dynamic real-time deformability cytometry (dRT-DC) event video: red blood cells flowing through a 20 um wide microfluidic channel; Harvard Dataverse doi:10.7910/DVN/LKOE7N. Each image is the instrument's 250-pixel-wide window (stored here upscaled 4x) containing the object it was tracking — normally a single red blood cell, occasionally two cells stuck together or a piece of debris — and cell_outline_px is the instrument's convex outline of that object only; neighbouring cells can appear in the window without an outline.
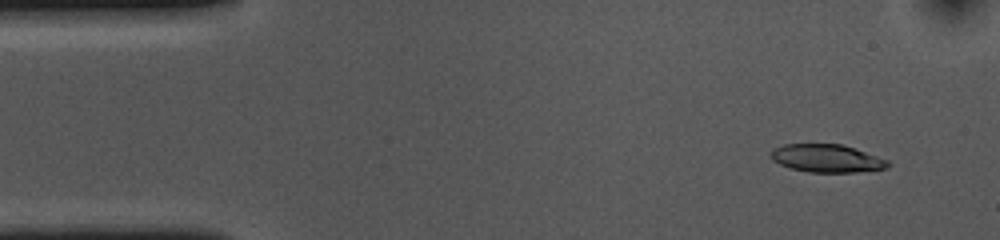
{"species": "common noctule bat (a hibernating species)", "species_latin": "Nyctalus noctula", "temperature_condition": "cold", "stored_images_in_passage": 53, "camera_frame_rate_fps": 3000, "um_per_image_px": 0.085, "animal": {"sex": "female", "body_mass_g": 10.0, "forearm_length_mm": 53.1}, "frame": {"image": 1, "passage_image": 4, "time_ms": 1.0, "image_size_px": [1000, 240], "cell_outline_px": [[892, 164], [888, 168], [856, 172], [808, 172], [792, 168], [780, 164], [772, 160], [772, 148], [784, 144], [840, 144], [888, 160]], "centroid_in_image_um": [70.28, 13.46], "position_along_channel_um": 14.7, "area_um2": 18.84}}
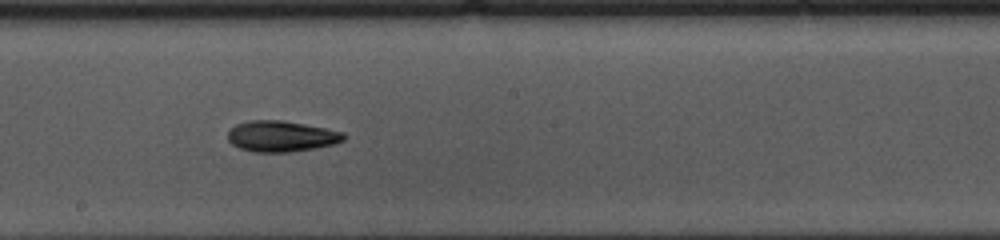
{"frame": {"image": 2, "passage_image": 28, "time_ms": 9.0, "image_size_px": [1000, 240], "cell_outline_px": [[348, 136], [344, 140], [332, 144], [316, 148], [288, 152], [252, 152], [240, 148], [232, 144], [228, 140], [228, 132], [236, 124], [248, 120], [284, 120], [344, 132]], "centroid_in_image_um": [23.91, 11.58], "position_along_channel_um": 224.3, "area_um2": 20.92}}
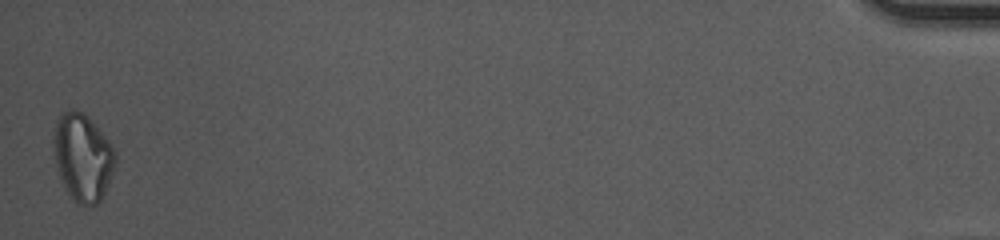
{"frame": {"image": 3, "passage_image": 53, "time_ms": 17.333, "image_size_px": [1000, 240], "cell_outline_px": [[116, 160], [108, 184], [100, 200], [96, 204], [80, 204], [68, 192], [60, 180], [56, 164], [52, 140], [56, 120], [60, 112], [72, 108], [76, 108], [112, 144], [116, 152]], "centroid_in_image_um": [7.0, 13.34], "position_along_channel_um": 428.2, "area_um2": 30.92}}